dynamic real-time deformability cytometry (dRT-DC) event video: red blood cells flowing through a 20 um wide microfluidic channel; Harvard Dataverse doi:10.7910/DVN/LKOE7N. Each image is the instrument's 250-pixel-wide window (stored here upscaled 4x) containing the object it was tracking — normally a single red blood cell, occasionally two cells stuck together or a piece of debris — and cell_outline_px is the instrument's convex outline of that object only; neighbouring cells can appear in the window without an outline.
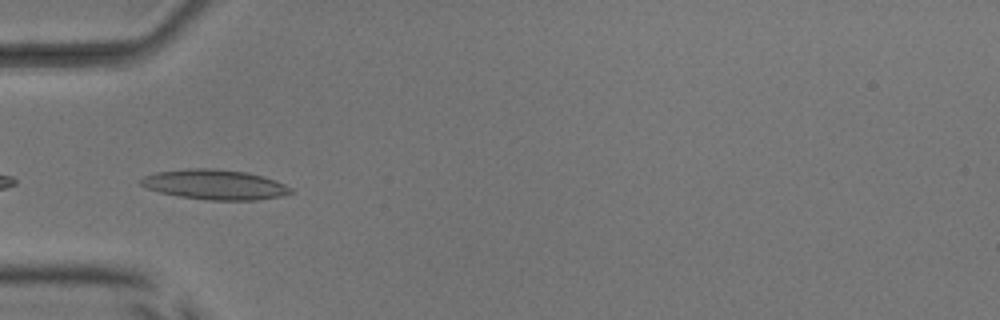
{"species": "common noctule bat (a hibernating species)", "species_latin": "Nyctalus noctula", "temperature_condition": "room temperature", "stored_images_in_passage": 15, "camera_frame_rate_fps": 3000, "um_per_image_px": 0.085, "animal": {"sex": "male", "body_mass_g": 17.9, "forearm_length_mm": 54.2}, "frame": {"image": 1, "passage_image": 1, "time_ms": 0.0, "image_size_px": [1000, 320], "cell_outline_px": [[292, 192], [280, 196], [256, 200], [208, 200], [180, 196], [160, 192], [148, 188], [140, 184], [140, 180], [144, 176], [156, 172], [184, 168], [212, 168], [248, 172], [264, 176], [284, 184], [292, 188]], "centroid_in_image_um": [18.26, 15.68], "position_along_channel_um": 66.7, "area_um2": 26.13}}
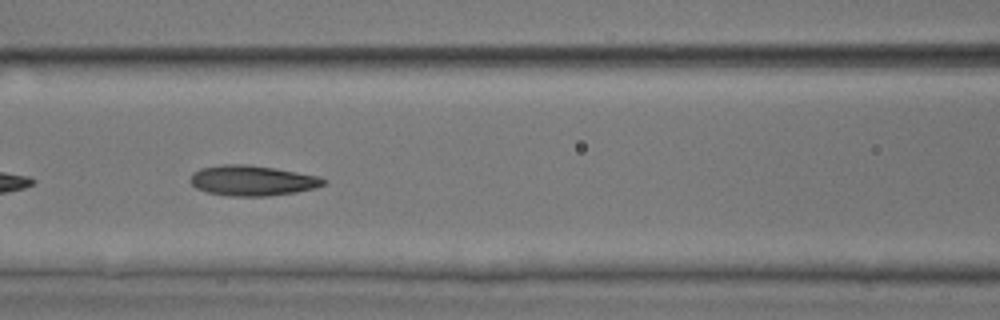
{"frame": {"image": 2, "passage_image": 7, "time_ms": 2.0, "image_size_px": [1000, 320], "cell_outline_px": [[328, 180], [324, 184], [316, 188], [296, 192], [268, 196], [228, 196], [208, 192], [196, 188], [188, 180], [192, 172], [200, 168], [224, 164], [248, 164], [276, 168], [316, 176]], "centroid_in_image_um": [21.41, 15.34], "position_along_channel_um": 145.2, "area_um2": 23.64}}